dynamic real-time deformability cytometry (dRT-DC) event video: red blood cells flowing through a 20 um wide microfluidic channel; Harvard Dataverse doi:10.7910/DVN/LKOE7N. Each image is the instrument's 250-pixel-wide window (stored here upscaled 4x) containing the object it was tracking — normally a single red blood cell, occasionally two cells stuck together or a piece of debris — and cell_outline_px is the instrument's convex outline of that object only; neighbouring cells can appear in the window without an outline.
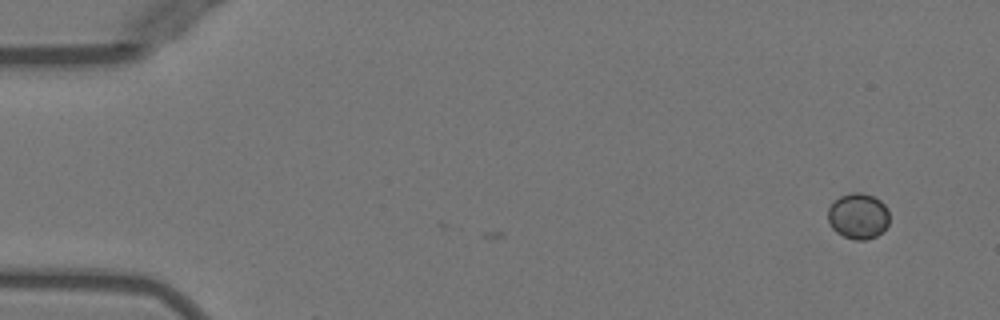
{"species": "Egyptian fruit bat (a non-hibernating species)", "species_latin": "Rousettus aegyptiacus", "temperature_condition": "warm", "stored_images_in_passage": 7, "camera_frame_rate_fps": 3000, "um_per_image_px": 0.085, "animal": {"sex": "female"}, "frame": {"image": 1, "passage_image": 7, "time_ms": 2.0, "image_size_px": [1000, 320], "cell_outline_px": [[888, 224], [876, 236], [868, 240], [856, 240], [844, 236], [836, 232], [828, 224], [828, 208], [840, 196], [852, 192], [860, 192], [872, 196], [880, 200], [888, 208]], "centroid_in_image_um": [72.93, 18.37], "position_along_channel_um": 12.1, "area_um2": 16.36}}